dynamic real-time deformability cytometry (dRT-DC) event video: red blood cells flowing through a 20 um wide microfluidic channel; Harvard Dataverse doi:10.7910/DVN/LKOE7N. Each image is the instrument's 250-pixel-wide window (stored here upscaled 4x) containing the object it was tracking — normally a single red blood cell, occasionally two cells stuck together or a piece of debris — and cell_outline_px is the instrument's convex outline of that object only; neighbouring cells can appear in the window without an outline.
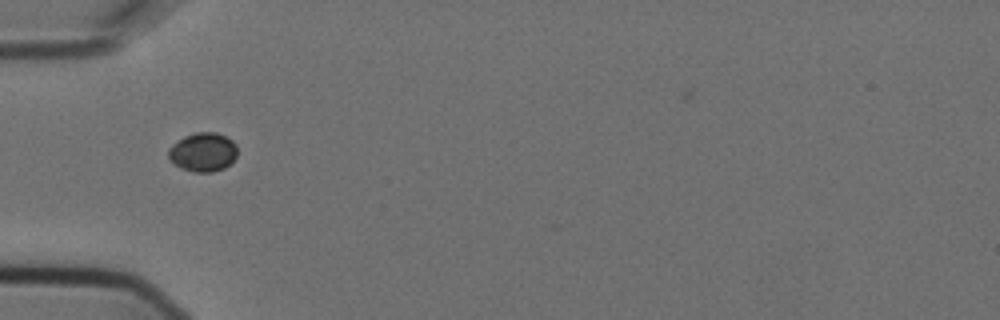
{"species": "Egyptian fruit bat (a non-hibernating species)", "species_latin": "Rousettus aegyptiacus", "temperature_condition": "cold", "stored_images_in_passage": 6, "camera_frame_rate_fps": 3000, "um_per_image_px": 0.085, "animal": {"sex": "female"}, "frame": {"image": 1, "passage_image": 1, "time_ms": 0.0, "image_size_px": [1000, 320], "cell_outline_px": [[236, 156], [224, 168], [212, 172], [192, 172], [180, 168], [168, 156], [168, 148], [172, 144], [184, 136], [196, 132], [216, 132], [228, 136], [236, 144]], "centroid_in_image_um": [17.25, 12.91], "position_along_channel_um": 67.7, "area_um2": 15.66}}
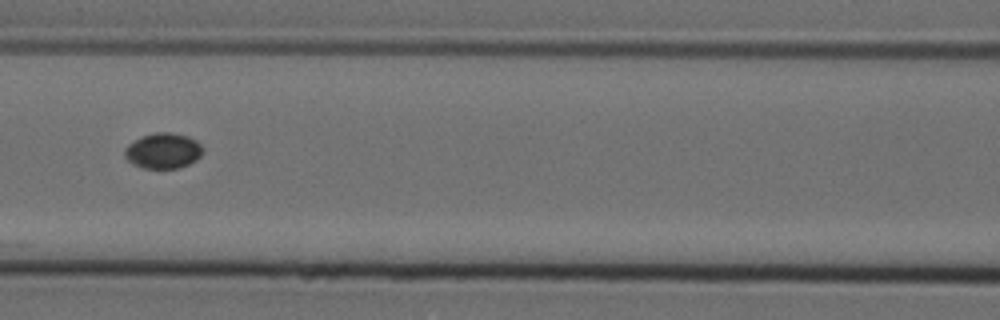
{"frame": {"image": 2, "passage_image": 3, "time_ms": 0.667, "image_size_px": [1000, 320], "cell_outline_px": [[204, 148], [200, 156], [196, 160], [180, 168], [144, 168], [128, 160], [124, 156], [124, 148], [128, 144], [140, 136], [156, 132], [168, 132], [184, 136], [196, 140]], "centroid_in_image_um": [13.86, 12.81], "position_along_channel_um": 152.7, "area_um2": 16.07}}
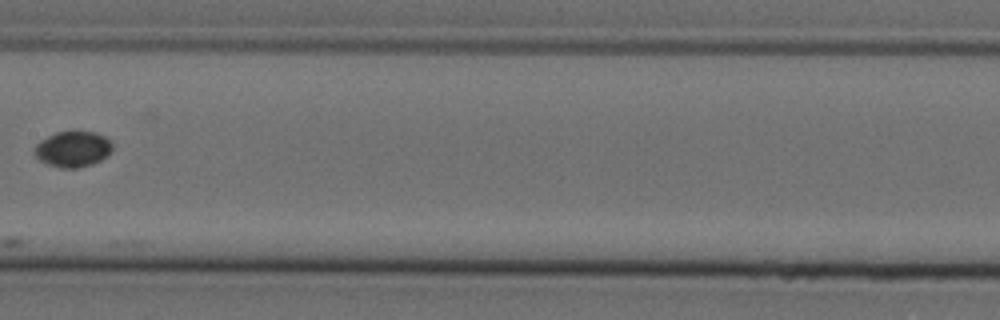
{"frame": {"image": 3, "passage_image": 4, "time_ms": 1.0, "image_size_px": [1000, 320], "cell_outline_px": [[112, 152], [108, 156], [92, 164], [76, 168], [60, 168], [48, 164], [40, 160], [36, 156], [36, 144], [40, 140], [56, 132], [72, 128], [76, 128], [96, 132], [112, 140]], "centroid_in_image_um": [6.25, 12.61], "position_along_channel_um": 201.2, "area_um2": 16.82}}